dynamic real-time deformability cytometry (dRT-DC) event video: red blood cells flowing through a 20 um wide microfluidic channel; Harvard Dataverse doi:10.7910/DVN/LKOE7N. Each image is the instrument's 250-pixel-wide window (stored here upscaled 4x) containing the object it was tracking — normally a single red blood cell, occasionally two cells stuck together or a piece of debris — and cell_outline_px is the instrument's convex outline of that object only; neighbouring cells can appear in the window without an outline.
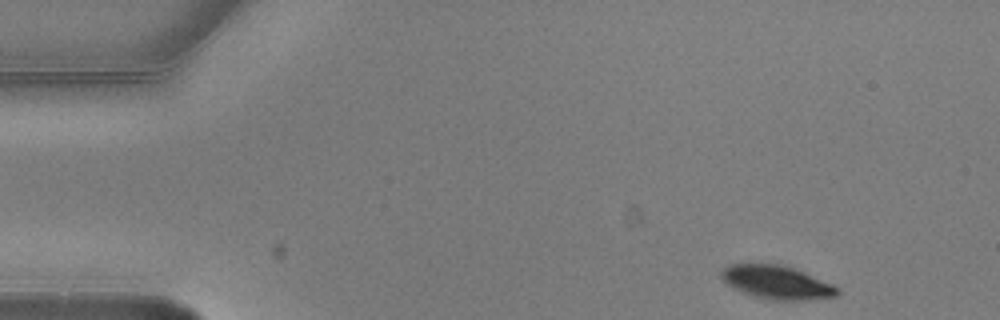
{"species": "common noctule bat (a hibernating species)", "species_latin": "Nyctalus noctula", "temperature_condition": "warm", "stored_images_in_passage": 4, "segment_of_instrument_passage": [1, 2], "camera_frame_rate_fps": 3000, "um_per_image_px": 0.085, "animal": {"sex": "male", "body_mass_g": 20.5, "forearm_length_mm": 52.5}, "frame": {"image": 1, "passage_image": 1, "time_ms": 0.0, "image_size_px": [1000, 320], "cell_outline_px": [[840, 292], [836, 296], [800, 300], [772, 300], [756, 296], [732, 288], [720, 276], [720, 272], [728, 264], [780, 264], [804, 272], [832, 284], [840, 288]], "centroid_in_image_um": [66.02, 23.99], "position_along_channel_um": 19.0, "area_um2": 22.31}}